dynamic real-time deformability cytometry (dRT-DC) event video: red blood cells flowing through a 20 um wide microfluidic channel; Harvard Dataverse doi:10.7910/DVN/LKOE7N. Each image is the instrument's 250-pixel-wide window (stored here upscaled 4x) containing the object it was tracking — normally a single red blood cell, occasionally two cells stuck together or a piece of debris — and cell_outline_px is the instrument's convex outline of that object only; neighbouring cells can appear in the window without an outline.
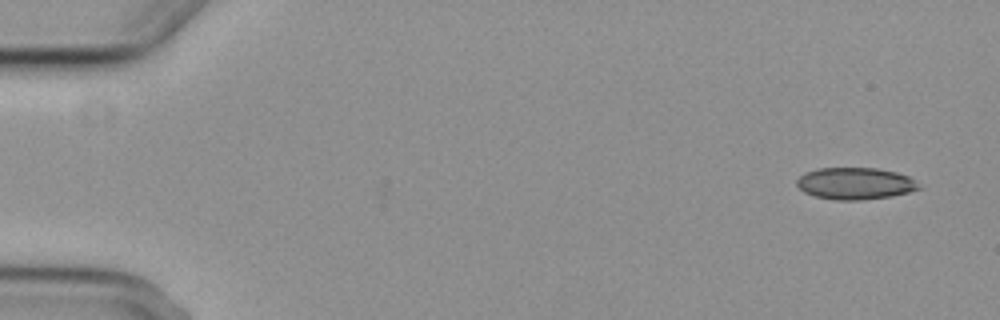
{"species": "common noctule bat (a hibernating species)", "species_latin": "Nyctalus noctula", "temperature_condition": "cold", "stored_images_in_passage": 4, "segment_of_instrument_passage": [2, 2], "camera_frame_rate_fps": 3000, "um_per_image_px": 0.085, "animal": {"sex": "female", "body_mass_g": 29.2, "forearm_length_mm": 56.3}, "frame": {"image": 1, "passage_image": 4, "time_ms": 6.0, "image_size_px": [1000, 320], "cell_outline_px": [[924, 188], [892, 196], [860, 200], [832, 200], [816, 196], [804, 192], [796, 184], [796, 180], [804, 172], [816, 168], [876, 168], [896, 172], [908, 176], [916, 180]], "centroid_in_image_um": [72.71, 15.59], "position_along_channel_um": 12.3, "area_um2": 22.89}}